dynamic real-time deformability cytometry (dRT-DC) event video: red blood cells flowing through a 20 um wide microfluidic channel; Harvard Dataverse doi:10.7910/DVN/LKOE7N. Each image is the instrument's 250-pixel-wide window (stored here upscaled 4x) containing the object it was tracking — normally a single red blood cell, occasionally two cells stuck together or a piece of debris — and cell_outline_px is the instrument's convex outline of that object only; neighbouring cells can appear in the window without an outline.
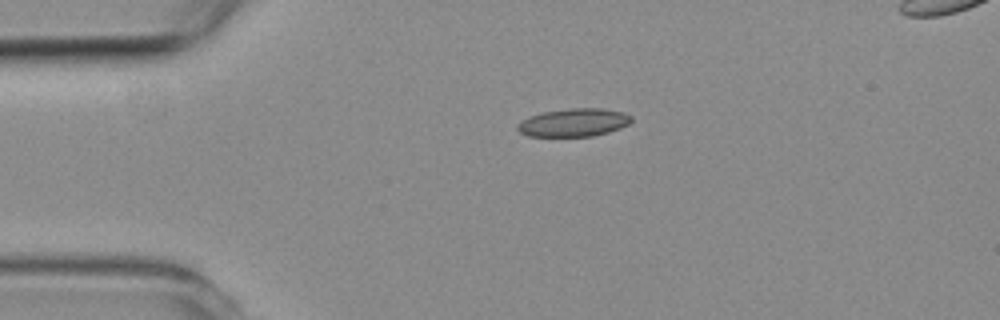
{"species": "common noctule bat (a hibernating species)", "species_latin": "Nyctalus noctula", "temperature_condition": "room temperature", "stored_images_in_passage": 4, "segment_of_instrument_passage": [1, 2], "camera_frame_rate_fps": 3000, "um_per_image_px": 0.085, "animal": {"sex": "female", "body_mass_g": 19.3, "forearm_length_mm": 54.1}, "frame": {"image": 1, "passage_image": 1, "time_ms": 0.0, "image_size_px": [1000, 320], "cell_outline_px": [[632, 120], [628, 124], [620, 128], [608, 132], [592, 136], [528, 136], [520, 132], [516, 128], [516, 124], [520, 120], [528, 116], [540, 112], [572, 108], [600, 108], [624, 112], [632, 116]], "centroid_in_image_um": [48.73, 10.41], "position_along_channel_um": 36.3, "area_um2": 18.79}}